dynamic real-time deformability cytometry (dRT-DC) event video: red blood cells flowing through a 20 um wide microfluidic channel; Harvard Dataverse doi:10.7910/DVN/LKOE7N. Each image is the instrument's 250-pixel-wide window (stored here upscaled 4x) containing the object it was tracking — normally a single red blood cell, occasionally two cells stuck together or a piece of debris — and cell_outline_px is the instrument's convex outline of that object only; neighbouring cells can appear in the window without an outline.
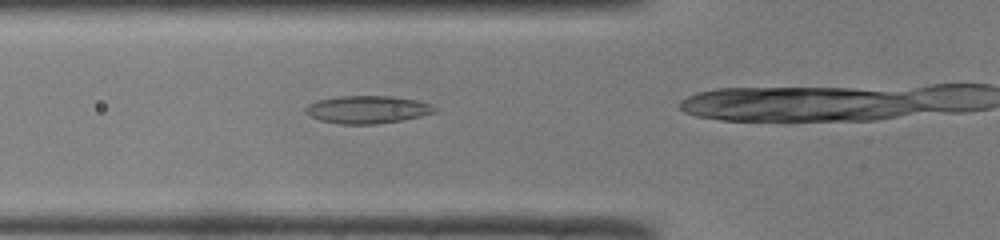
{"species": "common noctule bat (a hibernating species)", "species_latin": "Nyctalus noctula", "temperature_condition": "room temperature", "stored_images_in_passage": 22, "camera_frame_rate_fps": 3000, "um_per_image_px": 0.085, "animal": {"sex": "male", "body_mass_g": 19.0, "forearm_length_mm": 50.8}, "frame": {"image": 1, "passage_image": 3, "time_ms": 0.667, "image_size_px": [1000, 240], "cell_outline_px": [[436, 112], [420, 116], [400, 120], [376, 124], [340, 124], [320, 120], [304, 112], [304, 108], [308, 104], [316, 100], [340, 96], [392, 96], [416, 100], [432, 104], [436, 108]], "centroid_in_image_um": [31.21, 9.3], "position_along_channel_um": 94.6, "area_um2": 20.81}}
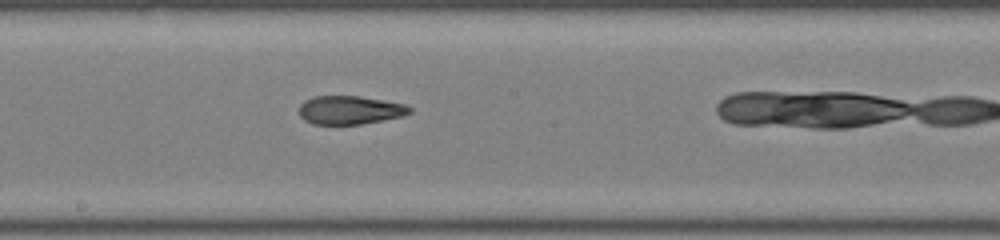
{"frame": {"image": 2, "passage_image": 12, "time_ms": 3.667, "image_size_px": [1000, 240], "cell_outline_px": [[412, 112], [400, 116], [360, 124], [312, 124], [304, 120], [300, 116], [300, 104], [304, 100], [312, 96], [360, 96], [404, 104], [412, 108]], "centroid_in_image_um": [29.69, 9.34], "position_along_channel_um": 218.5, "area_um2": 18.21}}
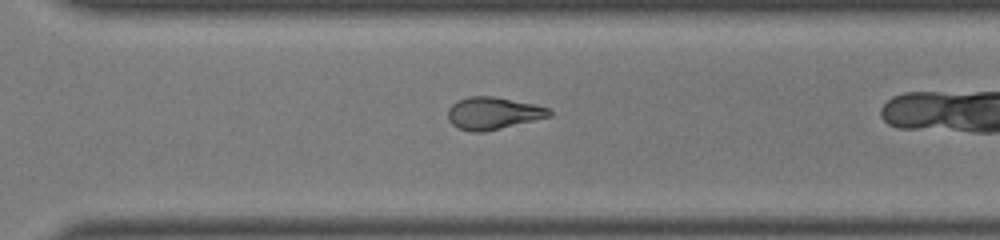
{"frame": {"image": 3, "passage_image": 20, "time_ms": 6.333, "image_size_px": [1000, 240], "cell_outline_px": [[552, 116], [484, 132], [472, 132], [460, 128], [452, 124], [448, 120], [448, 108], [452, 104], [468, 96], [496, 96], [532, 104], [548, 108], [552, 112]], "centroid_in_image_um": [41.9, 9.62], "position_along_channel_um": 328.7, "area_um2": 18.96}}